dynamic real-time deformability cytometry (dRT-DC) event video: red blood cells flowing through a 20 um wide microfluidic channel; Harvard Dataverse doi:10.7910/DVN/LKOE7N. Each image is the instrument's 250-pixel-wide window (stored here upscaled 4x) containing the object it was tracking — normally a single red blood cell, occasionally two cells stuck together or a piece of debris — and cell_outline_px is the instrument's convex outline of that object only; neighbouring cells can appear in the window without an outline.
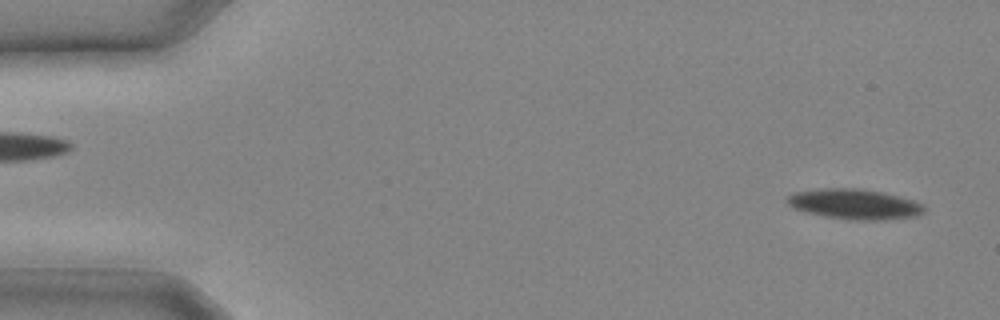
{"species": "common noctule bat (a hibernating species)", "species_latin": "Nyctalus noctula", "temperature_condition": "cold", "stored_images_in_passage": 11, "camera_frame_rate_fps": 3000, "um_per_image_px": 0.085, "animal": {"sex": "male", "body_mass_g": 20.4}, "frame": {"image": 1, "passage_image": 1, "time_ms": 0.0, "image_size_px": [1000, 320], "cell_outline_px": [[924, 212], [916, 216], [884, 220], [848, 220], [824, 216], [804, 212], [792, 208], [788, 204], [788, 196], [792, 192], [820, 188], [856, 188], [880, 192], [912, 200], [924, 204]], "centroid_in_image_um": [72.59, 17.36], "position_along_channel_um": 12.4, "area_um2": 24.16}}
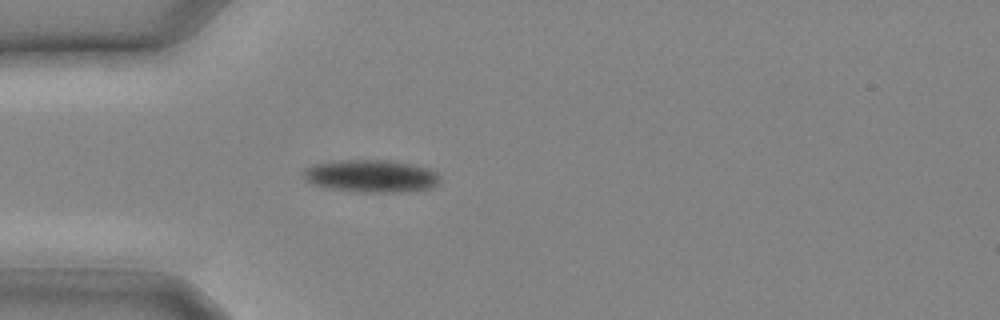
{"frame": {"image": 2, "passage_image": 7, "time_ms": 2.0, "image_size_px": [1000, 320], "cell_outline_px": [[440, 184], [432, 188], [400, 192], [364, 192], [332, 188], [312, 184], [304, 180], [304, 168], [312, 164], [340, 160], [388, 160], [412, 164], [428, 168], [436, 172], [440, 176]], "centroid_in_image_um": [31.57, 14.96], "position_along_channel_um": 53.4, "area_um2": 25.95}}
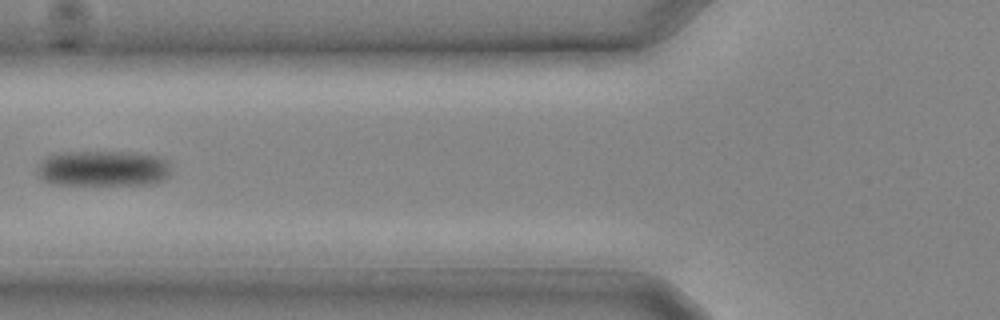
{"frame": {"image": 3, "passage_image": 10, "time_ms": 3.0, "image_size_px": [1000, 320], "cell_outline_px": [[168, 176], [160, 180], [144, 184], [48, 184], [40, 176], [36, 168], [48, 156], [68, 152], [136, 152], [164, 156], [168, 160]], "centroid_in_image_um": [8.78, 14.3], "position_along_channel_um": 117.0, "area_um2": 27.63}}